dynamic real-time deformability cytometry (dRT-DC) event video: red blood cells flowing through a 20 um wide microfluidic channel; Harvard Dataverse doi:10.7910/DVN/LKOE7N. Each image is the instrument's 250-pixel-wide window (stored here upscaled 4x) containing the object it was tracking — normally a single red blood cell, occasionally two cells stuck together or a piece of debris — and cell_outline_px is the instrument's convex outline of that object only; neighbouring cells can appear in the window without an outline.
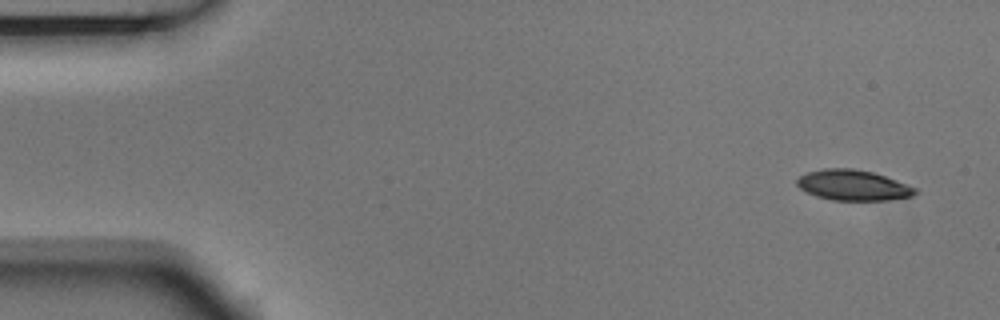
{"species": "Egyptian fruit bat (a non-hibernating species)", "species_latin": "Rousettus aegyptiacus", "temperature_condition": "room temperature", "stored_images_in_passage": 5, "segment_of_instrument_passage": [2, 2], "camera_frame_rate_fps": 3000, "um_per_image_px": 0.085, "animal": {"sex": "male"}, "frame": {"image": 1, "passage_image": 5, "time_ms": 1.333, "image_size_px": [1000, 320], "cell_outline_px": [[920, 192], [912, 196], [888, 200], [832, 200], [816, 196], [804, 192], [796, 184], [796, 180], [800, 176], [808, 172], [824, 168], [852, 168], [872, 172], [896, 180], [916, 188]], "centroid_in_image_um": [72.5, 15.75], "position_along_channel_um": 12.5, "area_um2": 21.04}}